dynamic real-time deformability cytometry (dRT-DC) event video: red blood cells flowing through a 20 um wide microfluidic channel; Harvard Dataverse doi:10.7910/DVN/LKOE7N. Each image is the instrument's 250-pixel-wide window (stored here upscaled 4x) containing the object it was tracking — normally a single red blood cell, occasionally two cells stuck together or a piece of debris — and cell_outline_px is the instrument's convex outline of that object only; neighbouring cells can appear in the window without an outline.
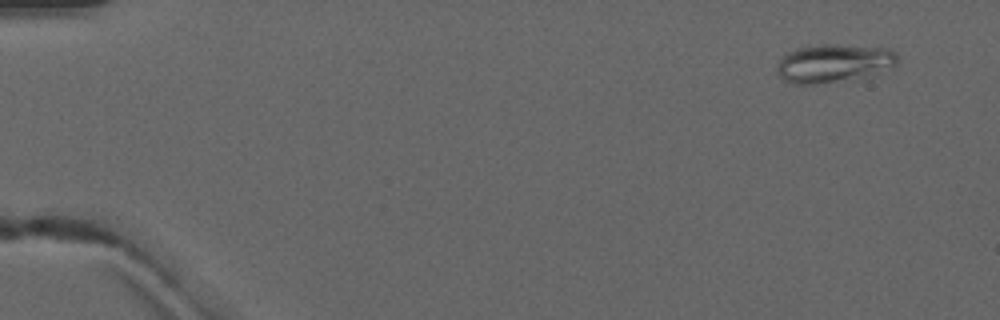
{"species": "common noctule bat (a hibernating species)", "species_latin": "Nyctalus noctula", "temperature_condition": "warm", "stored_images_in_passage": 6, "camera_frame_rate_fps": 3000, "um_per_image_px": 0.085, "animal": {"sex": "male", "forearm_length_mm": 52.5}, "frame": {"image": 1, "passage_image": 1, "time_ms": 0.0, "image_size_px": [1000, 320], "cell_outline_px": [[896, 64], [864, 80], [816, 84], [796, 84], [784, 80], [776, 72], [776, 64], [780, 56], [796, 48], [816, 44], [836, 44], [888, 48], [896, 52]], "centroid_in_image_um": [70.85, 5.4], "position_along_channel_um": 14.2, "area_um2": 27.8}}
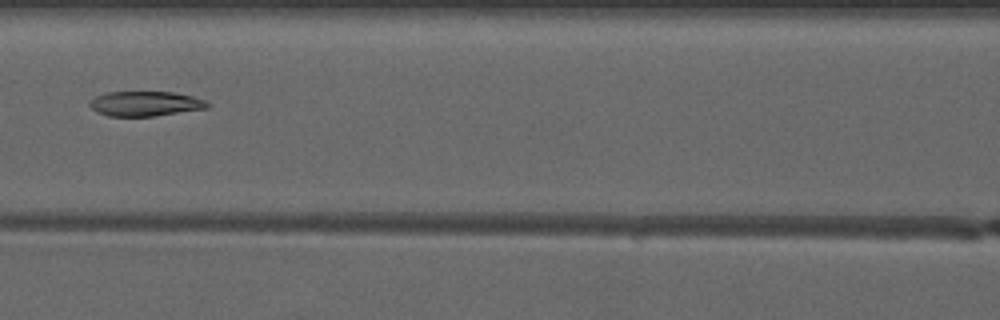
{"frame": {"image": 2, "passage_image": 6, "time_ms": 6.667, "image_size_px": [1000, 320], "cell_outline_px": [[208, 108], [152, 116], [108, 116], [96, 112], [88, 104], [96, 96], [104, 92], [172, 92], [192, 96], [204, 100], [208, 104]], "centroid_in_image_um": [12.31, 8.81], "position_along_channel_um": 154.3, "area_um2": 16.88}}